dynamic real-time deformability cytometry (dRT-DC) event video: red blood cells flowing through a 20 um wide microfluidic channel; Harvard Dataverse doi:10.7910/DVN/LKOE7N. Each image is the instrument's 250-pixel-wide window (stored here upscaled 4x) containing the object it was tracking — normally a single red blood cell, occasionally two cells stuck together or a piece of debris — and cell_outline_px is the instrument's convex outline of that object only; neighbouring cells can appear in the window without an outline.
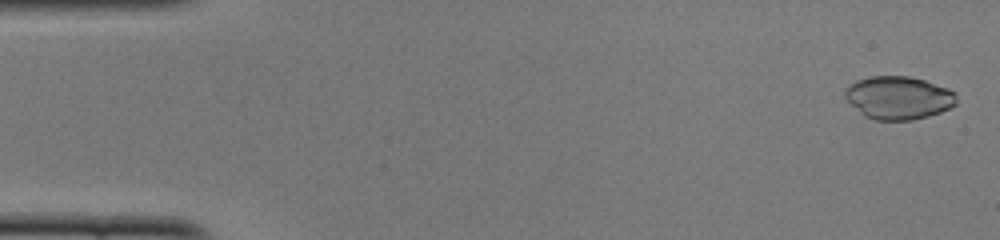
{"species": "common noctule bat (a hibernating species)", "species_latin": "Nyctalus noctula", "temperature_condition": "cold", "stored_images_in_passage": 4, "camera_frame_rate_fps": 3000, "um_per_image_px": 0.085, "animal": {"sex": "female", "body_mass_g": 22.0, "forearm_length_mm": 56.7}, "frame": {"image": 1, "passage_image": 2, "time_ms": 0.333, "image_size_px": [1000, 240], "cell_outline_px": [[956, 104], [940, 112], [928, 116], [912, 120], [876, 120], [864, 116], [844, 96], [844, 92], [848, 84], [856, 80], [872, 76], [908, 76], [924, 80], [948, 88], [956, 92]], "centroid_in_image_um": [76.37, 8.3], "position_along_channel_um": 8.6, "area_um2": 27.92}}